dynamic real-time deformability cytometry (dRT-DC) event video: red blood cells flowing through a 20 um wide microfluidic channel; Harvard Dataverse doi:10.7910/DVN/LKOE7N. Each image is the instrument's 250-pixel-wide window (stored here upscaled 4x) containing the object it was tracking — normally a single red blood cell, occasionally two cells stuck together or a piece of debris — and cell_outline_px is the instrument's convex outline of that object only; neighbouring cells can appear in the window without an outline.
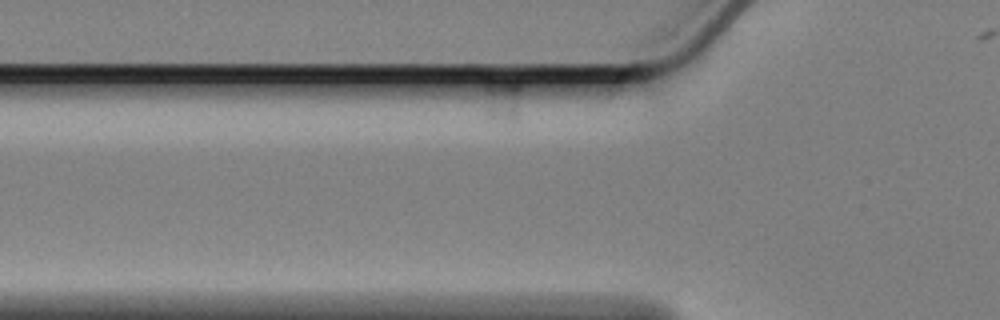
{"species": "Egyptian fruit bat (a non-hibernating species)", "species_latin": "Rousettus aegyptiacus", "temperature_condition": "cold", "stored_images_in_passage": 6, "camera_frame_rate_fps": 3000, "um_per_image_px": 0.085, "animal": {"sex": "female"}, "frame": {"image": 1, "passage_image": 3, "time_ms": 0.667, "image_size_px": [1000, 320], "cell_outline_px": [[520, 120], [508, 120], [488, 116], [484, 112], [484, 76], [488, 76], [516, 80], [520, 84]], "centroid_in_image_um": [42.67, 8.35], "position_along_channel_um": 83.1, "area_um2": 10.4}}